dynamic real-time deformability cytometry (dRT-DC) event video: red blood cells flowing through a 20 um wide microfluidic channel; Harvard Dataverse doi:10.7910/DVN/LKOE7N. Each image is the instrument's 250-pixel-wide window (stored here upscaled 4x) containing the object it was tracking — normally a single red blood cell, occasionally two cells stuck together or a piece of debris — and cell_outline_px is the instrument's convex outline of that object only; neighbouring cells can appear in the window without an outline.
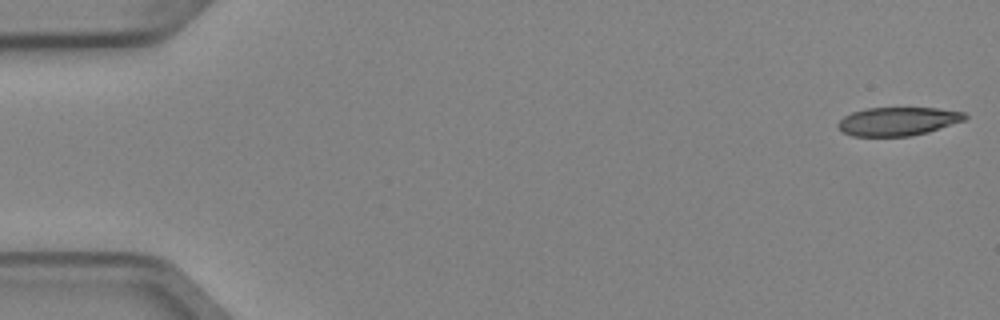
{"species": "Egyptian fruit bat (a non-hibernating species)", "species_latin": "Rousettus aegyptiacus", "temperature_condition": "cold", "stored_images_in_passage": 5, "camera_frame_rate_fps": 3000, "um_per_image_px": 0.085, "animal": {"sex": "female"}, "frame": {"image": 1, "passage_image": 1, "time_ms": 0.0, "image_size_px": [1000, 320], "cell_outline_px": [[968, 116], [964, 120], [928, 132], [912, 136], [852, 136], [844, 132], [836, 124], [844, 116], [852, 112], [868, 108], [936, 108], [964, 112]], "centroid_in_image_um": [76.32, 10.31], "position_along_channel_um": 8.7, "area_um2": 20.92}}
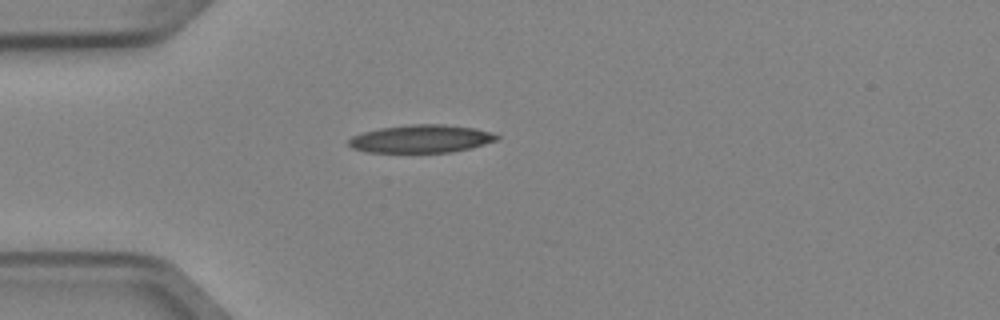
{"frame": {"image": 2, "passage_image": 4, "time_ms": 1.0, "image_size_px": [1000, 320], "cell_outline_px": [[500, 136], [496, 140], [472, 148], [452, 152], [368, 152], [352, 148], [348, 144], [348, 140], [352, 136], [364, 132], [380, 128], [412, 124], [444, 124], [476, 128], [492, 132]], "centroid_in_image_um": [35.82, 11.79], "position_along_channel_um": 49.2, "area_um2": 24.1}}